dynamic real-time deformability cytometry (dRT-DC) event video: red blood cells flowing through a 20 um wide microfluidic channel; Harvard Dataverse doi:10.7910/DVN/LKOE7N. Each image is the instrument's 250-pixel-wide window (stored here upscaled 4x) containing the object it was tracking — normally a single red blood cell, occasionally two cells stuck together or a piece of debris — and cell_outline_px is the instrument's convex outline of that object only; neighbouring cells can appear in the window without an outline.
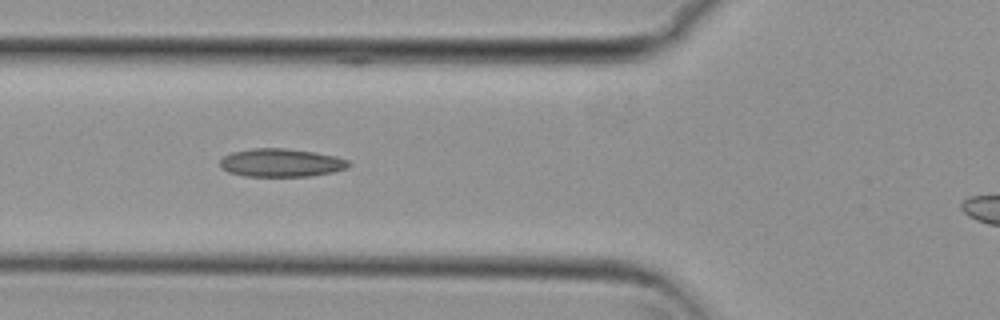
{"species": "common noctule bat (a hibernating species)", "species_latin": "Nyctalus noctula", "temperature_condition": "cold", "stored_images_in_passage": 40, "camera_frame_rate_fps": 3000, "um_per_image_px": 0.085, "animal": {"sex": "female", "body_mass_g": 29.2, "forearm_length_mm": 56.3}, "frame": {"image": 1, "passage_image": 12, "time_ms": 3.667, "image_size_px": [1000, 320], "cell_outline_px": [[352, 164], [348, 168], [332, 172], [308, 176], [244, 176], [228, 172], [220, 164], [220, 160], [224, 156], [232, 152], [252, 148], [284, 148], [312, 152], [336, 156], [348, 160]], "centroid_in_image_um": [23.91, 13.83], "position_along_channel_um": 101.9, "area_um2": 21.04}}
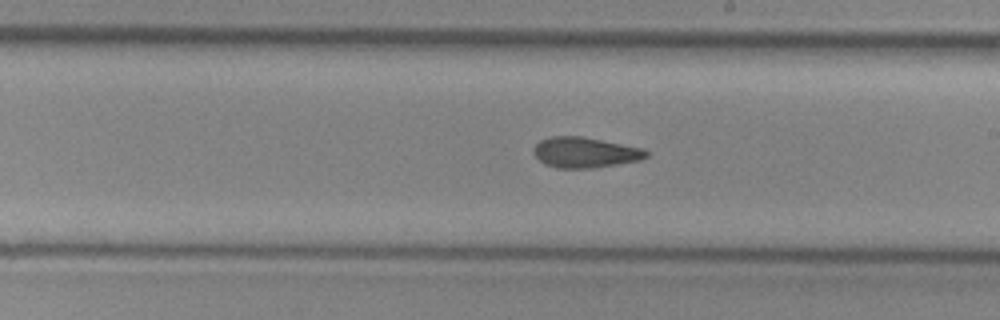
{"frame": {"image": 2, "passage_image": 23, "time_ms": 7.333, "image_size_px": [1000, 320], "cell_outline_px": [[648, 156], [640, 160], [592, 168], [556, 168], [544, 164], [532, 152], [532, 148], [540, 140], [552, 136], [584, 136], [640, 148], [648, 152]], "centroid_in_image_um": [49.67, 12.95], "position_along_channel_um": 239.3, "area_um2": 19.94}}
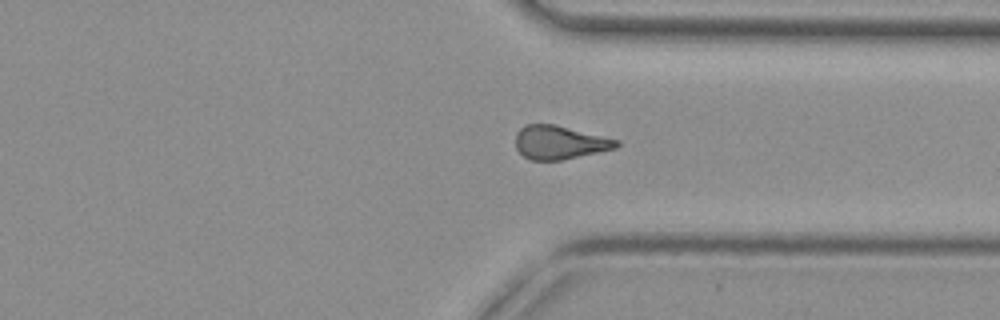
{"frame": {"image": 3, "passage_image": 33, "time_ms": 10.667, "image_size_px": [1000, 320], "cell_outline_px": [[620, 144], [616, 148], [600, 152], [560, 160], [532, 160], [524, 156], [516, 148], [516, 132], [520, 128], [528, 124], [552, 124], [620, 140]], "centroid_in_image_um": [47.57, 12.11], "position_along_channel_um": 363.8, "area_um2": 19.54}}